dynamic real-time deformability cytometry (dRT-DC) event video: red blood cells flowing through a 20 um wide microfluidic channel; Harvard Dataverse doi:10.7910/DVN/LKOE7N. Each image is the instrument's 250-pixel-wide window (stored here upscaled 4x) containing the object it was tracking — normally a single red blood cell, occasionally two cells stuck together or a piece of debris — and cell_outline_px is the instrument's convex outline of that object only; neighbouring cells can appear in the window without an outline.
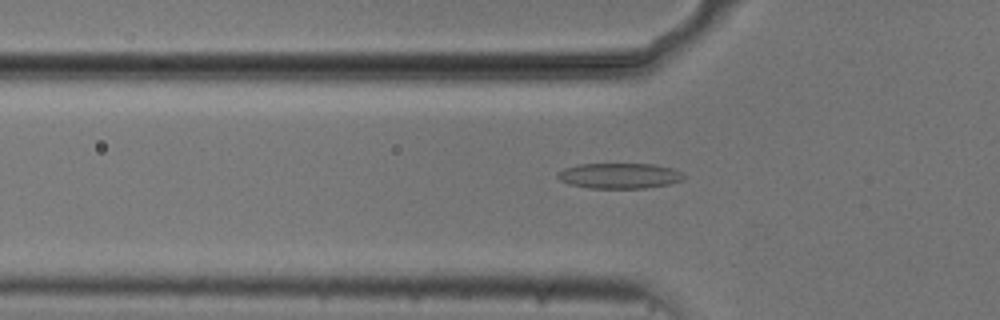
{"species": "common noctule bat (a hibernating species)", "species_latin": "Nyctalus noctula", "temperature_condition": "cold", "stored_images_in_passage": 54, "camera_frame_rate_fps": 3000, "um_per_image_px": 0.085, "animal": {"sex": "male", "body_mass_g": 20.5, "forearm_length_mm": 52.5}, "frame": {"image": 1, "passage_image": 18, "time_ms": 5.667, "image_size_px": [1000, 320], "cell_outline_px": [[688, 176], [684, 180], [668, 184], [644, 188], [588, 188], [568, 184], [560, 180], [556, 176], [556, 172], [564, 168], [576, 164], [656, 164], [672, 168]], "centroid_in_image_um": [52.64, 14.94], "position_along_channel_um": 73.2, "area_um2": 18.96}}
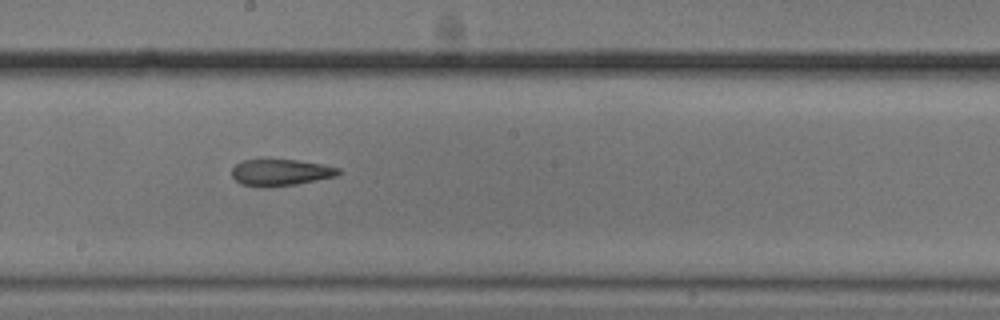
{"frame": {"image": 2, "passage_image": 30, "time_ms": 9.667, "image_size_px": [1000, 320], "cell_outline_px": [[340, 172], [336, 176], [296, 184], [264, 188], [240, 184], [232, 176], [232, 168], [236, 164], [244, 160], [296, 160], [320, 164], [340, 168]], "centroid_in_image_um": [23.82, 14.67], "position_along_channel_um": 224.4, "area_um2": 16.36}}
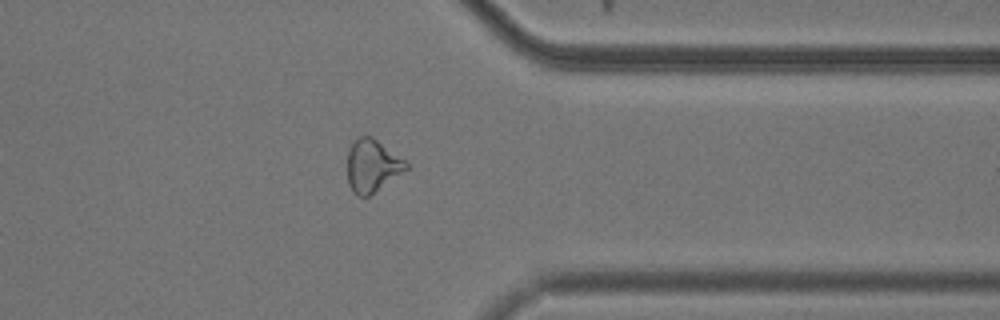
{"frame": {"image": 3, "passage_image": 43, "time_ms": 14.0, "image_size_px": [1000, 320], "cell_outline_px": [[408, 168], [368, 196], [356, 196], [352, 192], [348, 184], [348, 152], [352, 144], [360, 136], [372, 136], [404, 160], [408, 164]], "centroid_in_image_um": [31.61, 14.1], "position_along_channel_um": 379.8, "area_um2": 17.57}, "authors_computed_cell_mechanics": {"area_um2": 18.6405, "velocity_mm_per_s": 3.7527, "shape_relaxation_time_tau1_ms": 11.3763, "shape_relaxation_time_tau2_ms": 4.8515, "deformation_change_tau1": 0.2062, "deformation_change_tau2": 0.144}}